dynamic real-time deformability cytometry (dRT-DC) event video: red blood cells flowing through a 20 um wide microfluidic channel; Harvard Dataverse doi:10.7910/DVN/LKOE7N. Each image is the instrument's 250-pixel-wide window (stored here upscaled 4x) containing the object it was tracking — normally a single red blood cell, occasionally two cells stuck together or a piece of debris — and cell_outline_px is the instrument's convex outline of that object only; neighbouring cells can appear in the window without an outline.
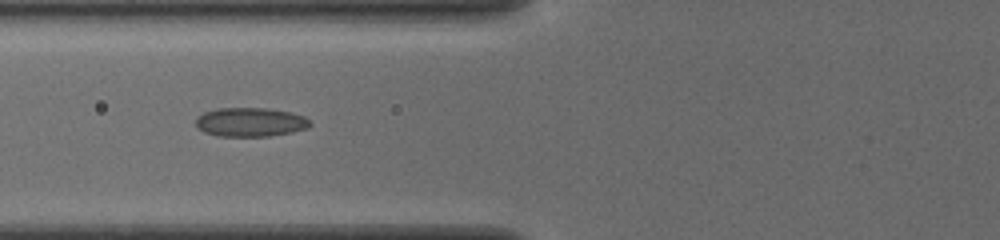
{"species": "common noctule bat (a hibernating species)", "species_latin": "Nyctalus noctula", "temperature_condition": "cold", "stored_images_in_passage": 34, "camera_frame_rate_fps": 3000, "um_per_image_px": 0.085, "animal": {"sex": "female", "body_mass_g": 19.5, "forearm_length_mm": 54.1}, "frame": {"image": 1, "passage_image": 6, "time_ms": 1.667, "image_size_px": [1000, 240], "cell_outline_px": [[312, 124], [308, 128], [292, 132], [268, 136], [216, 136], [204, 132], [196, 128], [196, 116], [204, 112], [216, 108], [268, 108], [292, 112], [304, 116]], "centroid_in_image_um": [21.26, 10.37], "position_along_channel_um": 104.5, "area_um2": 19.54}}
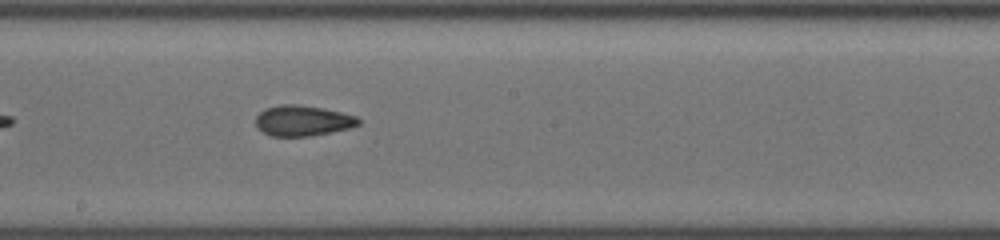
{"frame": {"image": 2, "passage_image": 15, "time_ms": 4.667, "image_size_px": [1000, 240], "cell_outline_px": [[360, 124], [352, 128], [332, 132], [308, 136], [272, 136], [256, 128], [256, 116], [264, 108], [280, 104], [296, 104], [324, 108], [356, 116], [360, 120]], "centroid_in_image_um": [25.73, 10.25], "position_along_channel_um": 222.5, "area_um2": 18.44}}
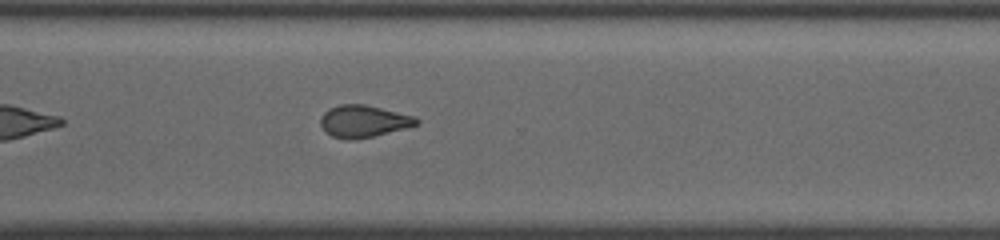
{"frame": {"image": 3, "passage_image": 24, "time_ms": 7.667, "image_size_px": [1000, 240], "cell_outline_px": [[420, 124], [372, 136], [352, 140], [348, 140], [332, 136], [320, 124], [320, 116], [328, 108], [340, 104], [364, 104], [416, 116], [420, 120]], "centroid_in_image_um": [30.9, 10.29], "position_along_channel_um": 339.7, "area_um2": 17.86}, "authors_computed_cell_mechanics": {"area_um2": 18.0914, "velocity_mm_per_s": 3.9285, "shape_relaxation_time_tau1_ms": null, "shape_relaxation_time_tau2_ms": 2.0353, "deformation_change_tau1": null, "deformation_change_tau2": 0.088}}